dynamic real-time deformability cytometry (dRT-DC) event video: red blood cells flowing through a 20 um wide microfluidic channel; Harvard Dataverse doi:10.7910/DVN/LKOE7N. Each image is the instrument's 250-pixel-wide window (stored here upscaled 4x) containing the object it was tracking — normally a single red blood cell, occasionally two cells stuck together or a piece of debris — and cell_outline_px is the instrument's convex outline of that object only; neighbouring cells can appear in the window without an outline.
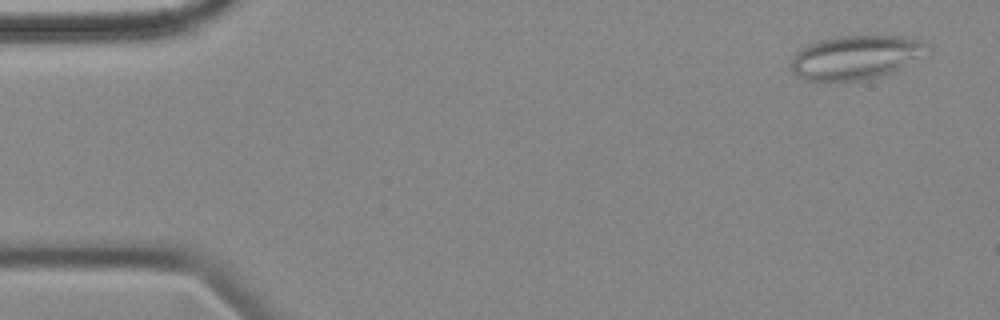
{"species": "common noctule bat (a hibernating species)", "species_latin": "Nyctalus noctula", "temperature_condition": "cold", "stored_images_in_passage": 57, "camera_frame_rate_fps": 3000, "um_per_image_px": 0.085, "animal": {"sex": "female", "body_mass_g": 18.4}, "frame": {"image": 1, "passage_image": 3, "time_ms": 0.667, "image_size_px": [1000, 320], "cell_outline_px": [[932, 48], [904, 64], [888, 72], [876, 76], [860, 80], [828, 84], [804, 80], [796, 76], [792, 72], [792, 56], [800, 48], [816, 40], [836, 36], [904, 36], [928, 40]], "centroid_in_image_um": [72.65, 4.87], "position_along_channel_um": 12.4, "area_um2": 35.32}}
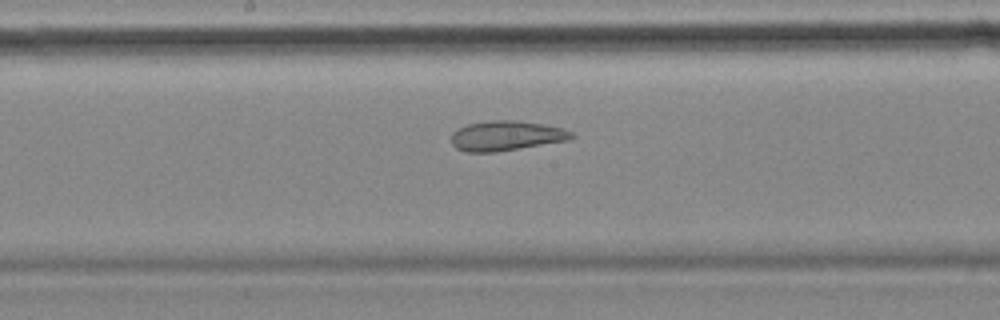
{"frame": {"image": 2, "passage_image": 29, "time_ms": 9.333, "image_size_px": [1000, 320], "cell_outline_px": [[576, 136], [568, 140], [496, 152], [464, 152], [456, 148], [452, 144], [452, 132], [468, 124], [492, 120], [512, 120], [544, 124], [564, 128], [572, 132]], "centroid_in_image_um": [43.04, 11.54], "position_along_channel_um": 205.2, "area_um2": 20.87}}
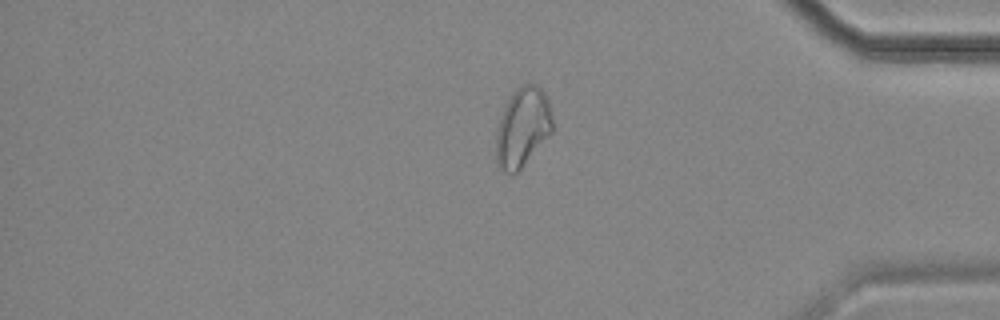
{"frame": {"image": 3, "passage_image": 47, "time_ms": 15.333, "image_size_px": [1000, 320], "cell_outline_px": [[552, 132], [520, 168], [512, 176], [496, 168], [496, 128], [504, 104], [512, 92], [516, 88], [524, 84], [536, 84], [548, 96], [552, 116]], "centroid_in_image_um": [44.38, 10.81], "position_along_channel_um": 390.8, "area_um2": 26.41}, "authors_computed_cell_mechanics": {"area_um2": 26.588, "velocity_mm_per_s": 3.5115, "shape_relaxation_time_tau1_ms": null, "shape_relaxation_time_tau2_ms": 2.6267, "deformation_change_tau1": null, "deformation_change_tau2": 0.0944}}